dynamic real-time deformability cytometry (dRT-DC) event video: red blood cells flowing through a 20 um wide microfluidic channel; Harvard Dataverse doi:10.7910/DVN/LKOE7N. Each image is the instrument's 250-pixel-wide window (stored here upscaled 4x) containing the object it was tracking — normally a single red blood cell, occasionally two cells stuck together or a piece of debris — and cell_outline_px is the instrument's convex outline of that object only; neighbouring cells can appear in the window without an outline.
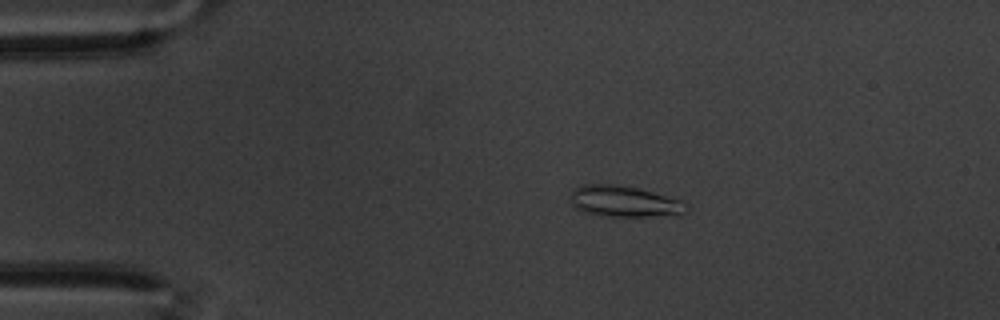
{"species": "common noctule bat (a hibernating species)", "species_latin": "Nyctalus noctula", "temperature_condition": "warm", "stored_images_in_passage": 59, "camera_frame_rate_fps": 3000, "um_per_image_px": 0.085, "animal": {"sex": "male", "body_mass_g": 20.1, "forearm_length_mm": 53.5}, "frame": {"image": 1, "passage_image": 12, "time_ms": 3.667, "image_size_px": [1000, 320], "cell_outline_px": [[688, 208], [684, 212], [668, 216], [608, 216], [588, 212], [576, 208], [572, 204], [572, 188], [580, 184], [612, 184], [636, 188], [652, 192], [680, 200], [688, 204]], "centroid_in_image_um": [53.06, 17.11], "position_along_channel_um": 31.9, "area_um2": 20.69}}
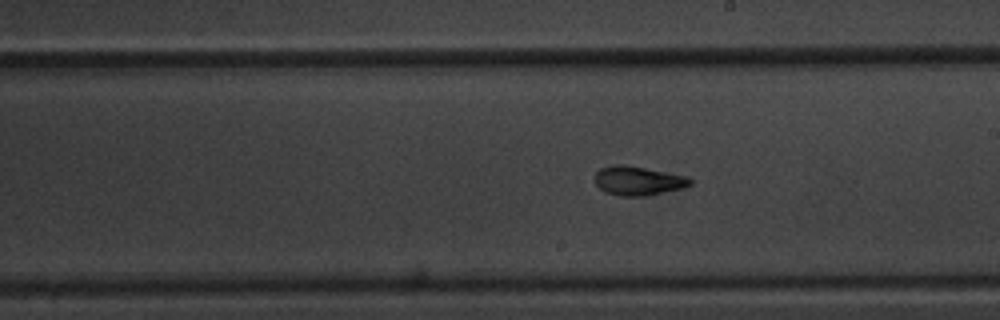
{"frame": {"image": 2, "passage_image": 34, "time_ms": 11.0, "image_size_px": [1000, 320], "cell_outline_px": [[692, 184], [684, 188], [644, 196], [620, 196], [608, 192], [600, 188], [592, 180], [596, 172], [600, 168], [612, 164], [624, 164], [688, 176], [692, 180]], "centroid_in_image_um": [54.23, 15.35], "position_along_channel_um": 234.8, "area_um2": 16.3}}
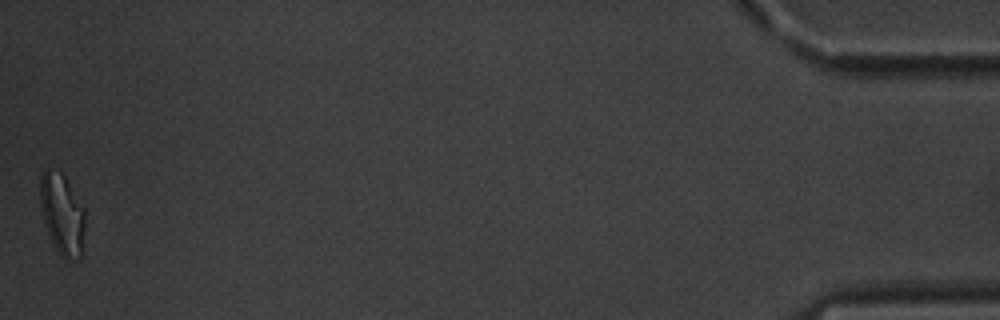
{"frame": {"image": 3, "passage_image": 59, "time_ms": 19.333, "image_size_px": [1000, 320], "cell_outline_px": [[84, 252], [80, 260], [64, 260], [56, 252], [52, 244], [40, 208], [40, 176], [44, 168], [48, 168], [60, 172], [64, 176], [84, 208]], "centroid_in_image_um": [5.29, 18.28], "position_along_channel_um": 429.9, "area_um2": 21.68}, "authors_computed_cell_mechanics": {"area_um2": 16.9354, "velocity_mm_per_s": 3.4431, "shape_relaxation_time_tau1_ms": 4.3152, "shape_relaxation_time_tau2_ms": 2.0423, "deformation_change_tau1": 0.1673, "deformation_change_tau2": 0.1017}}